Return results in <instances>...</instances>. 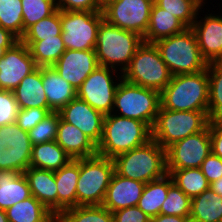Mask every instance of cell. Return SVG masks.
<instances>
[{"instance_id": "cell-1", "label": "cell", "mask_w": 222, "mask_h": 222, "mask_svg": "<svg viewBox=\"0 0 222 222\" xmlns=\"http://www.w3.org/2000/svg\"><path fill=\"white\" fill-rule=\"evenodd\" d=\"M151 139L152 129L146 123L111 113L104 116L103 134L97 145V154L113 159Z\"/></svg>"}, {"instance_id": "cell-2", "label": "cell", "mask_w": 222, "mask_h": 222, "mask_svg": "<svg viewBox=\"0 0 222 222\" xmlns=\"http://www.w3.org/2000/svg\"><path fill=\"white\" fill-rule=\"evenodd\" d=\"M161 106L174 111H208L209 81L207 69L193 74L172 75L160 92Z\"/></svg>"}, {"instance_id": "cell-3", "label": "cell", "mask_w": 222, "mask_h": 222, "mask_svg": "<svg viewBox=\"0 0 222 222\" xmlns=\"http://www.w3.org/2000/svg\"><path fill=\"white\" fill-rule=\"evenodd\" d=\"M115 173L148 183L163 178L167 173L166 149L154 139L113 158Z\"/></svg>"}, {"instance_id": "cell-4", "label": "cell", "mask_w": 222, "mask_h": 222, "mask_svg": "<svg viewBox=\"0 0 222 222\" xmlns=\"http://www.w3.org/2000/svg\"><path fill=\"white\" fill-rule=\"evenodd\" d=\"M143 38L103 20L97 31L95 53L99 66L113 68L121 73L129 66Z\"/></svg>"}, {"instance_id": "cell-5", "label": "cell", "mask_w": 222, "mask_h": 222, "mask_svg": "<svg viewBox=\"0 0 222 222\" xmlns=\"http://www.w3.org/2000/svg\"><path fill=\"white\" fill-rule=\"evenodd\" d=\"M154 44L172 75L193 74L207 69L208 63L201 54L191 28L157 40Z\"/></svg>"}, {"instance_id": "cell-6", "label": "cell", "mask_w": 222, "mask_h": 222, "mask_svg": "<svg viewBox=\"0 0 222 222\" xmlns=\"http://www.w3.org/2000/svg\"><path fill=\"white\" fill-rule=\"evenodd\" d=\"M161 105L160 92L120 80L114 97L112 113L146 123L151 129Z\"/></svg>"}, {"instance_id": "cell-7", "label": "cell", "mask_w": 222, "mask_h": 222, "mask_svg": "<svg viewBox=\"0 0 222 222\" xmlns=\"http://www.w3.org/2000/svg\"><path fill=\"white\" fill-rule=\"evenodd\" d=\"M115 173L113 159L101 155L79 158L77 206L102 205Z\"/></svg>"}, {"instance_id": "cell-8", "label": "cell", "mask_w": 222, "mask_h": 222, "mask_svg": "<svg viewBox=\"0 0 222 222\" xmlns=\"http://www.w3.org/2000/svg\"><path fill=\"white\" fill-rule=\"evenodd\" d=\"M208 111H174L161 105L152 127V139L162 148L203 131L209 124Z\"/></svg>"}, {"instance_id": "cell-9", "label": "cell", "mask_w": 222, "mask_h": 222, "mask_svg": "<svg viewBox=\"0 0 222 222\" xmlns=\"http://www.w3.org/2000/svg\"><path fill=\"white\" fill-rule=\"evenodd\" d=\"M127 82L161 92L171 81L170 73L154 43L143 42L122 73Z\"/></svg>"}, {"instance_id": "cell-10", "label": "cell", "mask_w": 222, "mask_h": 222, "mask_svg": "<svg viewBox=\"0 0 222 222\" xmlns=\"http://www.w3.org/2000/svg\"><path fill=\"white\" fill-rule=\"evenodd\" d=\"M102 11H61V35L66 49L94 50Z\"/></svg>"}, {"instance_id": "cell-11", "label": "cell", "mask_w": 222, "mask_h": 222, "mask_svg": "<svg viewBox=\"0 0 222 222\" xmlns=\"http://www.w3.org/2000/svg\"><path fill=\"white\" fill-rule=\"evenodd\" d=\"M121 79V72L113 68L98 66L76 90L77 97L104 116L109 115L112 113L115 92Z\"/></svg>"}, {"instance_id": "cell-12", "label": "cell", "mask_w": 222, "mask_h": 222, "mask_svg": "<svg viewBox=\"0 0 222 222\" xmlns=\"http://www.w3.org/2000/svg\"><path fill=\"white\" fill-rule=\"evenodd\" d=\"M152 5L148 0H105L102 13L107 23L144 38Z\"/></svg>"}, {"instance_id": "cell-13", "label": "cell", "mask_w": 222, "mask_h": 222, "mask_svg": "<svg viewBox=\"0 0 222 222\" xmlns=\"http://www.w3.org/2000/svg\"><path fill=\"white\" fill-rule=\"evenodd\" d=\"M32 146L29 133L16 123L0 126V171L24 173L30 167Z\"/></svg>"}, {"instance_id": "cell-14", "label": "cell", "mask_w": 222, "mask_h": 222, "mask_svg": "<svg viewBox=\"0 0 222 222\" xmlns=\"http://www.w3.org/2000/svg\"><path fill=\"white\" fill-rule=\"evenodd\" d=\"M211 154L209 125L201 132L176 141L166 148V169L200 168Z\"/></svg>"}, {"instance_id": "cell-15", "label": "cell", "mask_w": 222, "mask_h": 222, "mask_svg": "<svg viewBox=\"0 0 222 222\" xmlns=\"http://www.w3.org/2000/svg\"><path fill=\"white\" fill-rule=\"evenodd\" d=\"M38 68L29 48L21 41L0 58V89L13 91L21 80Z\"/></svg>"}, {"instance_id": "cell-16", "label": "cell", "mask_w": 222, "mask_h": 222, "mask_svg": "<svg viewBox=\"0 0 222 222\" xmlns=\"http://www.w3.org/2000/svg\"><path fill=\"white\" fill-rule=\"evenodd\" d=\"M202 9L203 6L198 11L191 29L196 35L199 49L207 63L222 62V14L209 12L202 18L199 16Z\"/></svg>"}, {"instance_id": "cell-17", "label": "cell", "mask_w": 222, "mask_h": 222, "mask_svg": "<svg viewBox=\"0 0 222 222\" xmlns=\"http://www.w3.org/2000/svg\"><path fill=\"white\" fill-rule=\"evenodd\" d=\"M60 118L81 130L98 145L102 139L104 115L77 96L59 111Z\"/></svg>"}, {"instance_id": "cell-18", "label": "cell", "mask_w": 222, "mask_h": 222, "mask_svg": "<svg viewBox=\"0 0 222 222\" xmlns=\"http://www.w3.org/2000/svg\"><path fill=\"white\" fill-rule=\"evenodd\" d=\"M99 66L95 50L66 49L53 65L58 74L76 90Z\"/></svg>"}, {"instance_id": "cell-19", "label": "cell", "mask_w": 222, "mask_h": 222, "mask_svg": "<svg viewBox=\"0 0 222 222\" xmlns=\"http://www.w3.org/2000/svg\"><path fill=\"white\" fill-rule=\"evenodd\" d=\"M144 187L145 183L141 181L114 173L102 206L112 213L127 207L137 206Z\"/></svg>"}, {"instance_id": "cell-20", "label": "cell", "mask_w": 222, "mask_h": 222, "mask_svg": "<svg viewBox=\"0 0 222 222\" xmlns=\"http://www.w3.org/2000/svg\"><path fill=\"white\" fill-rule=\"evenodd\" d=\"M31 194L58 217V194L54 171L29 167L24 171Z\"/></svg>"}, {"instance_id": "cell-21", "label": "cell", "mask_w": 222, "mask_h": 222, "mask_svg": "<svg viewBox=\"0 0 222 222\" xmlns=\"http://www.w3.org/2000/svg\"><path fill=\"white\" fill-rule=\"evenodd\" d=\"M55 141L72 158H85L97 154V145L80 129L60 118Z\"/></svg>"}, {"instance_id": "cell-22", "label": "cell", "mask_w": 222, "mask_h": 222, "mask_svg": "<svg viewBox=\"0 0 222 222\" xmlns=\"http://www.w3.org/2000/svg\"><path fill=\"white\" fill-rule=\"evenodd\" d=\"M42 82L48 106L53 112H59L77 96L76 89L53 66H42Z\"/></svg>"}, {"instance_id": "cell-23", "label": "cell", "mask_w": 222, "mask_h": 222, "mask_svg": "<svg viewBox=\"0 0 222 222\" xmlns=\"http://www.w3.org/2000/svg\"><path fill=\"white\" fill-rule=\"evenodd\" d=\"M19 109L43 108L50 109L43 88L42 67L25 76L13 90Z\"/></svg>"}, {"instance_id": "cell-24", "label": "cell", "mask_w": 222, "mask_h": 222, "mask_svg": "<svg viewBox=\"0 0 222 222\" xmlns=\"http://www.w3.org/2000/svg\"><path fill=\"white\" fill-rule=\"evenodd\" d=\"M58 194V216L66 209L77 206L76 185L79 178V158L54 172Z\"/></svg>"}, {"instance_id": "cell-25", "label": "cell", "mask_w": 222, "mask_h": 222, "mask_svg": "<svg viewBox=\"0 0 222 222\" xmlns=\"http://www.w3.org/2000/svg\"><path fill=\"white\" fill-rule=\"evenodd\" d=\"M187 27L173 14L153 4L150 11L148 29L143 38L145 43H155L157 40L182 33Z\"/></svg>"}, {"instance_id": "cell-26", "label": "cell", "mask_w": 222, "mask_h": 222, "mask_svg": "<svg viewBox=\"0 0 222 222\" xmlns=\"http://www.w3.org/2000/svg\"><path fill=\"white\" fill-rule=\"evenodd\" d=\"M31 190L24 173L0 171V209L7 210L17 202L31 197Z\"/></svg>"}, {"instance_id": "cell-27", "label": "cell", "mask_w": 222, "mask_h": 222, "mask_svg": "<svg viewBox=\"0 0 222 222\" xmlns=\"http://www.w3.org/2000/svg\"><path fill=\"white\" fill-rule=\"evenodd\" d=\"M71 160L72 158L54 140L32 146L30 167L55 172Z\"/></svg>"}, {"instance_id": "cell-28", "label": "cell", "mask_w": 222, "mask_h": 222, "mask_svg": "<svg viewBox=\"0 0 222 222\" xmlns=\"http://www.w3.org/2000/svg\"><path fill=\"white\" fill-rule=\"evenodd\" d=\"M191 222H219L222 219V196L212 189L203 191L191 199Z\"/></svg>"}, {"instance_id": "cell-29", "label": "cell", "mask_w": 222, "mask_h": 222, "mask_svg": "<svg viewBox=\"0 0 222 222\" xmlns=\"http://www.w3.org/2000/svg\"><path fill=\"white\" fill-rule=\"evenodd\" d=\"M6 211L8 222H54L57 217L33 195Z\"/></svg>"}, {"instance_id": "cell-30", "label": "cell", "mask_w": 222, "mask_h": 222, "mask_svg": "<svg viewBox=\"0 0 222 222\" xmlns=\"http://www.w3.org/2000/svg\"><path fill=\"white\" fill-rule=\"evenodd\" d=\"M20 41L29 48L31 57L38 67L53 66L66 50L61 34L55 38Z\"/></svg>"}, {"instance_id": "cell-31", "label": "cell", "mask_w": 222, "mask_h": 222, "mask_svg": "<svg viewBox=\"0 0 222 222\" xmlns=\"http://www.w3.org/2000/svg\"><path fill=\"white\" fill-rule=\"evenodd\" d=\"M169 189V174L163 178L145 184L137 207L150 218L160 214L162 203L167 197Z\"/></svg>"}, {"instance_id": "cell-32", "label": "cell", "mask_w": 222, "mask_h": 222, "mask_svg": "<svg viewBox=\"0 0 222 222\" xmlns=\"http://www.w3.org/2000/svg\"><path fill=\"white\" fill-rule=\"evenodd\" d=\"M167 173L172 177L173 183L190 199L210 188V184L200 168L167 169Z\"/></svg>"}, {"instance_id": "cell-33", "label": "cell", "mask_w": 222, "mask_h": 222, "mask_svg": "<svg viewBox=\"0 0 222 222\" xmlns=\"http://www.w3.org/2000/svg\"><path fill=\"white\" fill-rule=\"evenodd\" d=\"M209 102L208 117L222 120V62L208 63Z\"/></svg>"}, {"instance_id": "cell-34", "label": "cell", "mask_w": 222, "mask_h": 222, "mask_svg": "<svg viewBox=\"0 0 222 222\" xmlns=\"http://www.w3.org/2000/svg\"><path fill=\"white\" fill-rule=\"evenodd\" d=\"M60 222H114L112 212L102 205L76 206L64 210Z\"/></svg>"}, {"instance_id": "cell-35", "label": "cell", "mask_w": 222, "mask_h": 222, "mask_svg": "<svg viewBox=\"0 0 222 222\" xmlns=\"http://www.w3.org/2000/svg\"><path fill=\"white\" fill-rule=\"evenodd\" d=\"M207 0H157L156 5L173 14L187 27L191 28L198 11Z\"/></svg>"}, {"instance_id": "cell-36", "label": "cell", "mask_w": 222, "mask_h": 222, "mask_svg": "<svg viewBox=\"0 0 222 222\" xmlns=\"http://www.w3.org/2000/svg\"><path fill=\"white\" fill-rule=\"evenodd\" d=\"M0 26L19 40L23 37V16L21 0H0Z\"/></svg>"}, {"instance_id": "cell-37", "label": "cell", "mask_w": 222, "mask_h": 222, "mask_svg": "<svg viewBox=\"0 0 222 222\" xmlns=\"http://www.w3.org/2000/svg\"><path fill=\"white\" fill-rule=\"evenodd\" d=\"M191 199L175 184L169 175L167 197L162 203L160 214L189 217Z\"/></svg>"}, {"instance_id": "cell-38", "label": "cell", "mask_w": 222, "mask_h": 222, "mask_svg": "<svg viewBox=\"0 0 222 222\" xmlns=\"http://www.w3.org/2000/svg\"><path fill=\"white\" fill-rule=\"evenodd\" d=\"M24 32L57 10L56 0H21Z\"/></svg>"}, {"instance_id": "cell-39", "label": "cell", "mask_w": 222, "mask_h": 222, "mask_svg": "<svg viewBox=\"0 0 222 222\" xmlns=\"http://www.w3.org/2000/svg\"><path fill=\"white\" fill-rule=\"evenodd\" d=\"M61 10H56L52 15L41 19L30 26L20 40H43V38H55L60 35Z\"/></svg>"}, {"instance_id": "cell-40", "label": "cell", "mask_w": 222, "mask_h": 222, "mask_svg": "<svg viewBox=\"0 0 222 222\" xmlns=\"http://www.w3.org/2000/svg\"><path fill=\"white\" fill-rule=\"evenodd\" d=\"M59 121V112H50L48 116L28 132L32 145L54 141L56 139Z\"/></svg>"}, {"instance_id": "cell-41", "label": "cell", "mask_w": 222, "mask_h": 222, "mask_svg": "<svg viewBox=\"0 0 222 222\" xmlns=\"http://www.w3.org/2000/svg\"><path fill=\"white\" fill-rule=\"evenodd\" d=\"M18 111L13 91L0 89V126L16 123Z\"/></svg>"}, {"instance_id": "cell-42", "label": "cell", "mask_w": 222, "mask_h": 222, "mask_svg": "<svg viewBox=\"0 0 222 222\" xmlns=\"http://www.w3.org/2000/svg\"><path fill=\"white\" fill-rule=\"evenodd\" d=\"M50 112H52L50 109L43 108L19 109L16 124L20 129L29 132Z\"/></svg>"}, {"instance_id": "cell-43", "label": "cell", "mask_w": 222, "mask_h": 222, "mask_svg": "<svg viewBox=\"0 0 222 222\" xmlns=\"http://www.w3.org/2000/svg\"><path fill=\"white\" fill-rule=\"evenodd\" d=\"M57 9L61 11H102L101 0H56Z\"/></svg>"}, {"instance_id": "cell-44", "label": "cell", "mask_w": 222, "mask_h": 222, "mask_svg": "<svg viewBox=\"0 0 222 222\" xmlns=\"http://www.w3.org/2000/svg\"><path fill=\"white\" fill-rule=\"evenodd\" d=\"M209 184L222 177V158L209 154L200 167Z\"/></svg>"}, {"instance_id": "cell-45", "label": "cell", "mask_w": 222, "mask_h": 222, "mask_svg": "<svg viewBox=\"0 0 222 222\" xmlns=\"http://www.w3.org/2000/svg\"><path fill=\"white\" fill-rule=\"evenodd\" d=\"M112 215L114 222H150V217L137 206L117 210Z\"/></svg>"}, {"instance_id": "cell-46", "label": "cell", "mask_w": 222, "mask_h": 222, "mask_svg": "<svg viewBox=\"0 0 222 222\" xmlns=\"http://www.w3.org/2000/svg\"><path fill=\"white\" fill-rule=\"evenodd\" d=\"M211 153L222 158V120L209 122Z\"/></svg>"}, {"instance_id": "cell-47", "label": "cell", "mask_w": 222, "mask_h": 222, "mask_svg": "<svg viewBox=\"0 0 222 222\" xmlns=\"http://www.w3.org/2000/svg\"><path fill=\"white\" fill-rule=\"evenodd\" d=\"M19 41L14 34L0 26V58L4 56L7 49L12 48Z\"/></svg>"}, {"instance_id": "cell-48", "label": "cell", "mask_w": 222, "mask_h": 222, "mask_svg": "<svg viewBox=\"0 0 222 222\" xmlns=\"http://www.w3.org/2000/svg\"><path fill=\"white\" fill-rule=\"evenodd\" d=\"M150 222H191L189 217L159 214L150 218Z\"/></svg>"}, {"instance_id": "cell-49", "label": "cell", "mask_w": 222, "mask_h": 222, "mask_svg": "<svg viewBox=\"0 0 222 222\" xmlns=\"http://www.w3.org/2000/svg\"><path fill=\"white\" fill-rule=\"evenodd\" d=\"M210 189H212L214 193H217L218 195L222 196V177L212 182L210 184Z\"/></svg>"}, {"instance_id": "cell-50", "label": "cell", "mask_w": 222, "mask_h": 222, "mask_svg": "<svg viewBox=\"0 0 222 222\" xmlns=\"http://www.w3.org/2000/svg\"><path fill=\"white\" fill-rule=\"evenodd\" d=\"M0 222H8L6 211L1 209H0Z\"/></svg>"}, {"instance_id": "cell-51", "label": "cell", "mask_w": 222, "mask_h": 222, "mask_svg": "<svg viewBox=\"0 0 222 222\" xmlns=\"http://www.w3.org/2000/svg\"><path fill=\"white\" fill-rule=\"evenodd\" d=\"M148 1H150L153 4H155L157 0H148Z\"/></svg>"}]
</instances>
